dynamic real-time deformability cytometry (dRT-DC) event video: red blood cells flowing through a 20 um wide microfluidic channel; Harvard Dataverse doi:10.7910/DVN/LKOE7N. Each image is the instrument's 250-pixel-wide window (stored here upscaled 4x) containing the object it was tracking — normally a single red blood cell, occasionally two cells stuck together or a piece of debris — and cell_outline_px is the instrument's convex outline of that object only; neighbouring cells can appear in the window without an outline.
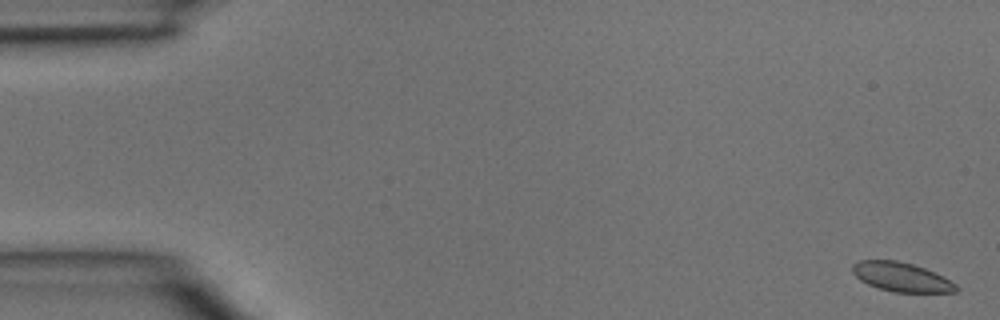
{"species": "common noctule bat (a hibernating species)", "species_latin": "Nyctalus noctula", "temperature_condition": "room temperature", "stored_images_in_passage": 4, "camera_frame_rate_fps": 3000, "um_per_image_px": 0.085, "animal": {"sex": "male", "body_mass_g": 15.6}, "frame": {"image": 1, "passage_image": 1, "time_ms": 0.0, "image_size_px": [1000, 320], "cell_outline_px": [[960, 288], [956, 292], [892, 292], [868, 284], [860, 280], [852, 272], [852, 264], [860, 260], [896, 260], [912, 264], [924, 268], [956, 284]], "centroid_in_image_um": [76.59, 23.55], "position_along_channel_um": 8.4, "area_um2": 17.4}}
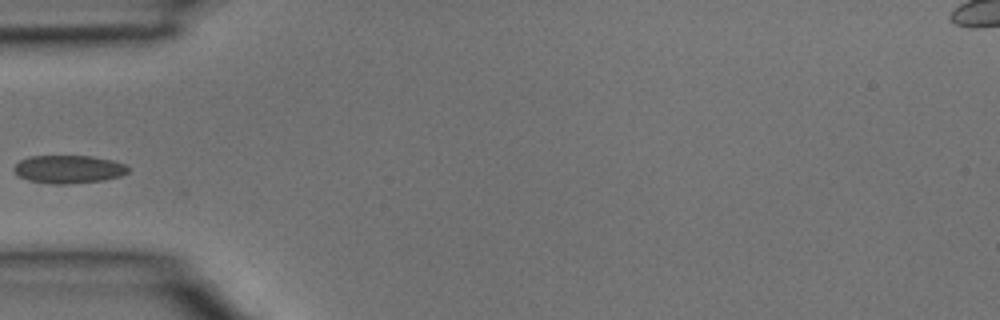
{"frame": {"image": 2, "passage_image": 4, "time_ms": 1.0, "image_size_px": [1000, 320], "cell_outline_px": [[128, 172], [120, 176], [104, 180], [68, 184], [52, 184], [28, 180], [20, 176], [12, 168], [20, 160], [28, 156], [92, 156], [112, 160], [124, 164], [128, 168]], "centroid_in_image_um": [5.82, 14.38], "position_along_channel_um": 79.2, "area_um2": 18.61}}